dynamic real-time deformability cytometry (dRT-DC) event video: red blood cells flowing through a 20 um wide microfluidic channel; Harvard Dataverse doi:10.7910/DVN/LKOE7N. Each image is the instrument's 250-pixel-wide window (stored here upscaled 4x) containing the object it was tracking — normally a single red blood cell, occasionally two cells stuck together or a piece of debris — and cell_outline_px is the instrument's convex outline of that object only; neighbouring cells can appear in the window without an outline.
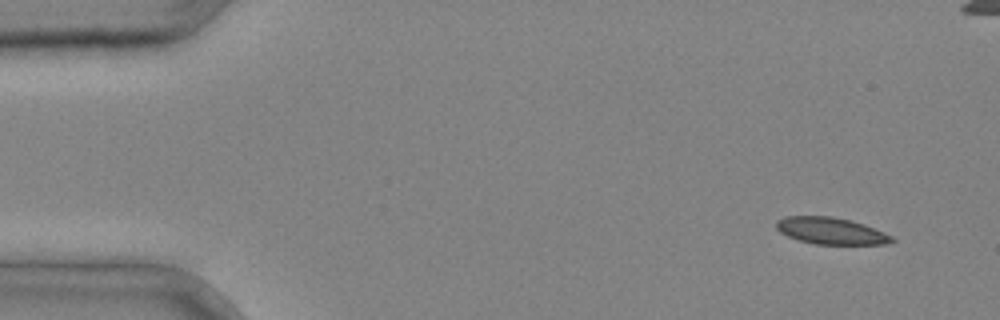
{"species": "common noctule bat (a hibernating species)", "species_latin": "Nyctalus noctula", "temperature_condition": "cold", "stored_images_in_passage": 3, "camera_frame_rate_fps": 3000, "um_per_image_px": 0.085, "animal": {"sex": "male", "body_mass_g": 20.4}, "frame": {"image": 1, "passage_image": 1, "time_ms": 0.0, "image_size_px": [1000, 320], "cell_outline_px": [[896, 240], [884, 244], [816, 244], [800, 240], [788, 236], [780, 232], [776, 228], [776, 220], [784, 216], [832, 216], [852, 220], [864, 224], [884, 232], [892, 236]], "centroid_in_image_um": [70.62, 19.61], "position_along_channel_um": 14.4, "area_um2": 18.03}}